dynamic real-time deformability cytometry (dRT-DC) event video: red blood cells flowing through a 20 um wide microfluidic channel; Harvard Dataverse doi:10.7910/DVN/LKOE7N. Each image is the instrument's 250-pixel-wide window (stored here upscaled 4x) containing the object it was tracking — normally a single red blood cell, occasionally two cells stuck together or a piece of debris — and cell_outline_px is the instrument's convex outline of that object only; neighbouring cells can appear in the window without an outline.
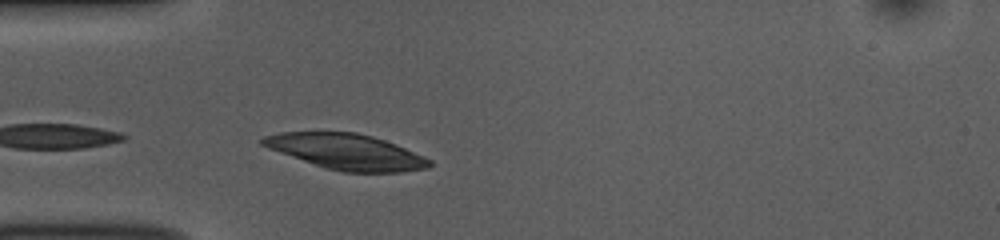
{"species": "common noctule bat (a hibernating species)", "species_latin": "Nyctalus noctula", "temperature_condition": "room temperature", "stored_images_in_passage": 9, "camera_frame_rate_fps": 3000, "um_per_image_px": 0.085, "animal": {"sex": "female", "body_mass_g": 10.0, "forearm_length_mm": 53.1}, "frame": {"image": 1, "passage_image": 2, "time_ms": 0.333, "image_size_px": [1000, 240], "cell_outline_px": [[432, 164], [428, 168], [400, 172], [344, 172], [324, 168], [268, 148], [260, 144], [260, 140], [264, 136], [280, 132], [356, 132], [372, 136], [396, 144], [424, 156], [432, 160]], "centroid_in_image_um": [29.45, 12.89], "position_along_channel_um": 55.6, "area_um2": 34.51}}
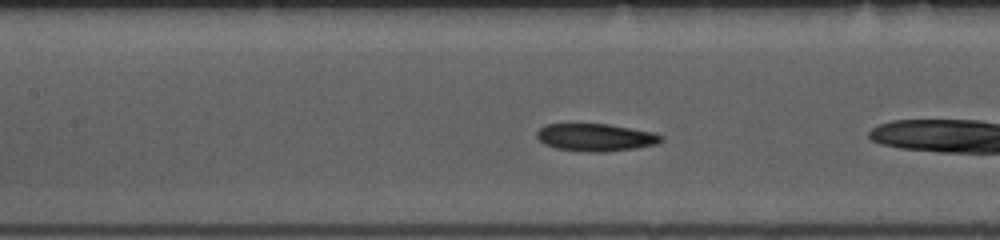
{"frame": {"image": 2, "passage_image": 8, "time_ms": 2.333, "image_size_px": [1000, 240], "cell_outline_px": [[664, 140], [656, 144], [636, 148], [604, 152], [588, 152], [556, 148], [544, 144], [536, 136], [536, 132], [540, 128], [548, 124], [608, 124], [656, 132], [664, 136]], "centroid_in_image_um": [50.68, 11.67], "position_along_channel_um": 156.7, "area_um2": 20.06}}